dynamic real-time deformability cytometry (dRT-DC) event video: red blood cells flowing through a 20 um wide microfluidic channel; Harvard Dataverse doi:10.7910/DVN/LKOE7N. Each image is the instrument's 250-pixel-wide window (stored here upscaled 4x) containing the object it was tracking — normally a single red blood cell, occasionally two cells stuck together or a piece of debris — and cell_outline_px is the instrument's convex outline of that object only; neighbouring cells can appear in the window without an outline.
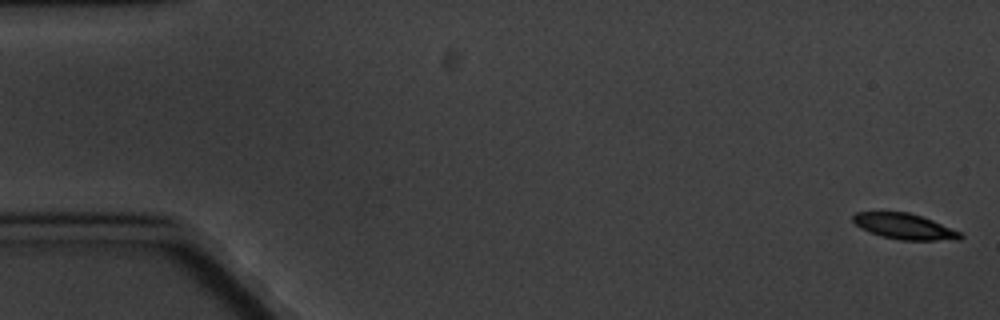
{"species": "common noctule bat (a hibernating species)", "species_latin": "Nyctalus noctula", "temperature_condition": "cold", "stored_images_in_passage": 5, "camera_frame_rate_fps": 3000, "um_per_image_px": 0.085, "animal": {"sex": "male", "body_mass_g": 20.1, "forearm_length_mm": 53.5}, "frame": {"image": 1, "passage_image": 1, "time_ms": 0.0, "image_size_px": [1000, 320], "cell_outline_px": [[964, 236], [960, 240], [900, 240], [880, 236], [860, 228], [852, 220], [852, 216], [856, 212], [908, 212], [932, 220], [960, 232]], "centroid_in_image_um": [76.87, 19.25], "position_along_channel_um": 8.1, "area_um2": 16.01}}